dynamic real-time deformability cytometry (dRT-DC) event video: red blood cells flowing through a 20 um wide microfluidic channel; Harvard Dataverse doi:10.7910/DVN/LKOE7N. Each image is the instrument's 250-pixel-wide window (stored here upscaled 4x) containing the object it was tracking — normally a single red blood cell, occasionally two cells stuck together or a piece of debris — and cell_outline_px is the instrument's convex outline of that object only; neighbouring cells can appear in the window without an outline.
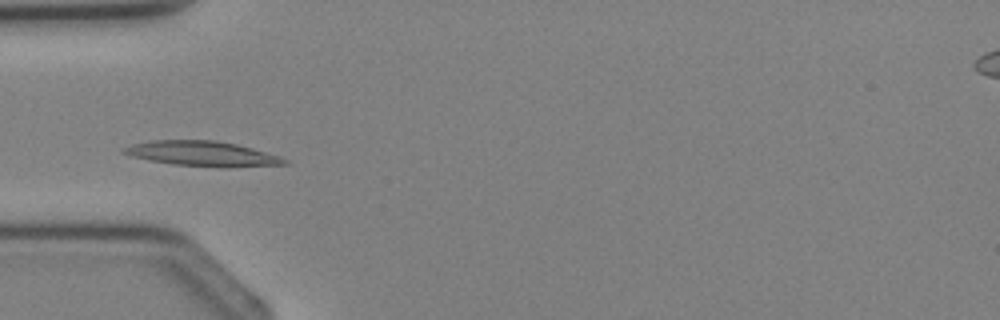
{"species": "Egyptian fruit bat (a non-hibernating species)", "species_latin": "Rousettus aegyptiacus", "temperature_condition": "cold", "stored_images_in_passage": 2, "camera_frame_rate_fps": 3000, "um_per_image_px": 0.085, "animal": {"sex": "female"}, "frame": {"image": 1, "passage_image": 2, "time_ms": 1.333, "image_size_px": [1000, 320], "cell_outline_px": [[288, 164], [228, 168], [172, 164], [148, 160], [132, 156], [120, 152], [120, 148], [132, 144], [152, 140], [216, 140], [236, 144], [252, 148], [280, 156], [288, 160]], "centroid_in_image_um": [17.19, 13.07], "position_along_channel_um": 67.8, "area_um2": 23.64}}